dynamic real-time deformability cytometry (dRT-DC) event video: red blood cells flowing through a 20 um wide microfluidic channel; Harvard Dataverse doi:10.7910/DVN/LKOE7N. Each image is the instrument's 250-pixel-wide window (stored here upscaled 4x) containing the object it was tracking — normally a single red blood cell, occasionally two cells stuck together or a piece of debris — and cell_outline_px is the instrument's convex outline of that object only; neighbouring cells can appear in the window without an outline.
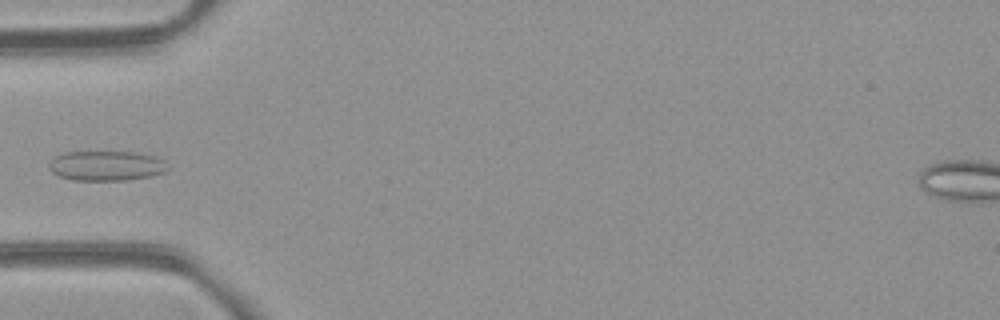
{"species": "common noctule bat (a hibernating species)", "species_latin": "Nyctalus noctula", "temperature_condition": "room temperature", "stored_images_in_passage": 4, "camera_frame_rate_fps": 3000, "um_per_image_px": 0.085, "animal": {"sex": "female", "body_mass_g": 21.9}, "frame": {"image": 1, "passage_image": 4, "time_ms": 4.333, "image_size_px": [1000, 320], "cell_outline_px": [[168, 172], [152, 176], [128, 180], [72, 180], [60, 176], [52, 172], [48, 168], [48, 164], [56, 156], [64, 152], [136, 152], [156, 156], [164, 160], [168, 168]], "centroid_in_image_um": [9.08, 14.09], "position_along_channel_um": 75.9, "area_um2": 20.87}}